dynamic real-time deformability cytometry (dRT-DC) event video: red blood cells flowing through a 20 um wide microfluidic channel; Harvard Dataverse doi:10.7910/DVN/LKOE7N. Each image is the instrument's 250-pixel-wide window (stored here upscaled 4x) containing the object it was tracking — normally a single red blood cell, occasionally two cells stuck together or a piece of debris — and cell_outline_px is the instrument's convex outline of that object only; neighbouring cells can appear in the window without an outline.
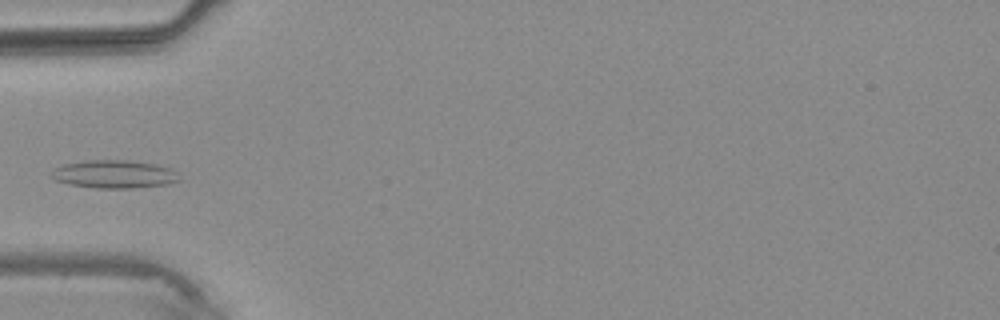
{"species": "common noctule bat (a hibernating species)", "species_latin": "Nyctalus noctula", "temperature_condition": "warm", "stored_images_in_passage": 3, "camera_frame_rate_fps": 3000, "um_per_image_px": 0.085, "animal": {"sex": "male", "body_mass_g": 20.4}, "frame": {"image": 1, "passage_image": 3, "time_ms": 3.333, "image_size_px": [1000, 320], "cell_outline_px": [[180, 180], [168, 184], [132, 188], [96, 188], [68, 184], [56, 180], [48, 172], [52, 168], [64, 164], [88, 160], [128, 160], [156, 164], [168, 168], [176, 172]], "centroid_in_image_um": [9.66, 14.8], "position_along_channel_um": 75.3, "area_um2": 20.92}}